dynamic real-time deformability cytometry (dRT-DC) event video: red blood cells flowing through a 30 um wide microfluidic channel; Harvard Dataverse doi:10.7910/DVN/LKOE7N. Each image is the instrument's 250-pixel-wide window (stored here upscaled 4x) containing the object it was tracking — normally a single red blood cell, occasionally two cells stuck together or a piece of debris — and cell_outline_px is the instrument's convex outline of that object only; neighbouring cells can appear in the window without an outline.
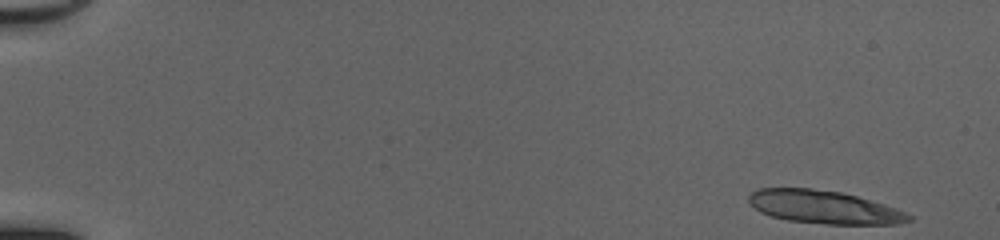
{"species": "common noctule bat (a hibernating species)", "species_latin": "Nyctalus noctula", "temperature_condition": "cold", "stored_images_in_passage": 49, "segment_of_instrument_passage": [1, 2], "camera_frame_rate_fps": 3000, "um_per_image_px": 0.085, "animal": {"sex": "female", "body_mass_g": 20.0, "forearm_length_mm": 54.0}, "frame": {"image": 1, "passage_image": 1, "time_ms": 0.0, "image_size_px": [1000, 240], "cell_outline_px": [[912, 220], [896, 224], [828, 224], [788, 220], [772, 216], [760, 212], [748, 200], [748, 196], [752, 192], [760, 188], [812, 188], [840, 192], [856, 196], [884, 204], [896, 208], [912, 216]], "centroid_in_image_um": [70.04, 17.6], "position_along_channel_um": 15.0, "area_um2": 30.58}}